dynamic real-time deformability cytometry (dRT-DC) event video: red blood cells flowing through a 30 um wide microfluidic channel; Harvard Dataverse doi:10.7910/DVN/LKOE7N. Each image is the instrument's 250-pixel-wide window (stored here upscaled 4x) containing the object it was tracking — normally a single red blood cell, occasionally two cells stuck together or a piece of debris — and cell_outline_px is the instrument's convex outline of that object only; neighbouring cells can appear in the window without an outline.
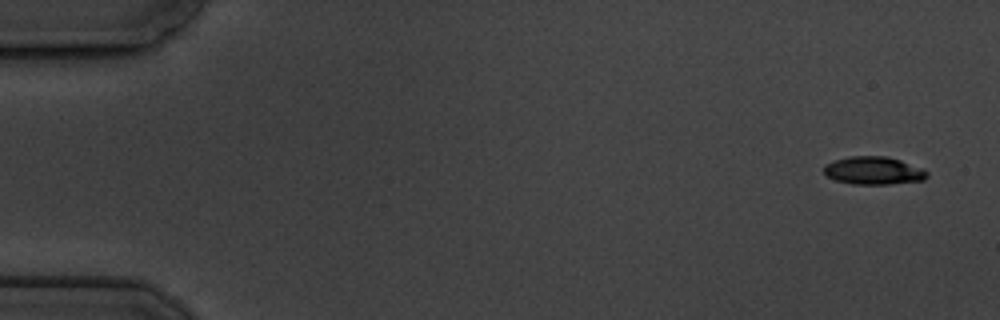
{"species": "common noctule bat (a hibernating species)", "species_latin": "Nyctalus noctula", "temperature_condition": "cold", "stored_images_in_passage": 5, "camera_frame_rate_fps": 3000, "um_per_image_px": 0.085, "animal": {"sex": "male", "body_mass_g": 19.5, "forearm_length_mm": 54.6}, "frame": {"image": 1, "passage_image": 1, "time_ms": 0.0, "image_size_px": [1000, 320], "cell_outline_px": [[928, 176], [924, 180], [888, 184], [852, 184], [836, 180], [828, 176], [824, 172], [824, 164], [848, 156], [888, 156], [924, 168], [928, 172]], "centroid_in_image_um": [74.28, 14.49], "position_along_channel_um": 10.7, "area_um2": 16.82}}
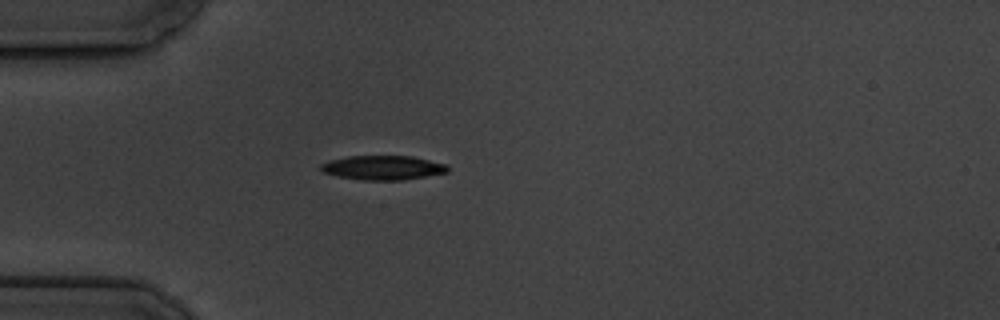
{"frame": {"image": 2, "passage_image": 5, "time_ms": 4.667, "image_size_px": [1000, 320], "cell_outline_px": [[448, 172], [404, 180], [364, 180], [336, 176], [324, 172], [320, 168], [320, 164], [332, 160], [348, 156], [412, 156], [448, 164]], "centroid_in_image_um": [32.58, 14.25], "position_along_channel_um": 52.4, "area_um2": 17.92}}